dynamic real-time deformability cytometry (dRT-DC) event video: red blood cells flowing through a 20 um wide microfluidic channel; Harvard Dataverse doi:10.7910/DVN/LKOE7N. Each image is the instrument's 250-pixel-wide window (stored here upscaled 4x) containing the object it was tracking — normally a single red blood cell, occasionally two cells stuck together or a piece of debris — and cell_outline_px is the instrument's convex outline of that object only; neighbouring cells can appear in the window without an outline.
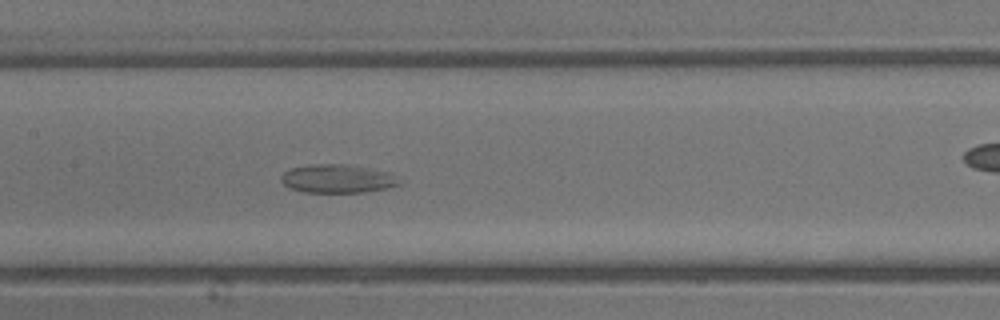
{"species": "common noctule bat (a hibernating species)", "species_latin": "Nyctalus noctula", "temperature_condition": "warm", "stored_images_in_passage": 41, "camera_frame_rate_fps": 3000, "um_per_image_px": 0.085, "animal": {"sex": "male", "body_mass_g": 13.3}, "frame": {"image": 1, "passage_image": 20, "time_ms": 6.333, "image_size_px": [1000, 320], "cell_outline_px": [[400, 184], [384, 188], [364, 192], [304, 192], [292, 188], [284, 184], [280, 180], [280, 176], [284, 172], [292, 168], [308, 164], [344, 164], [388, 172]], "centroid_in_image_um": [28.59, 15.18], "position_along_channel_um": 178.8, "area_um2": 19.13}}
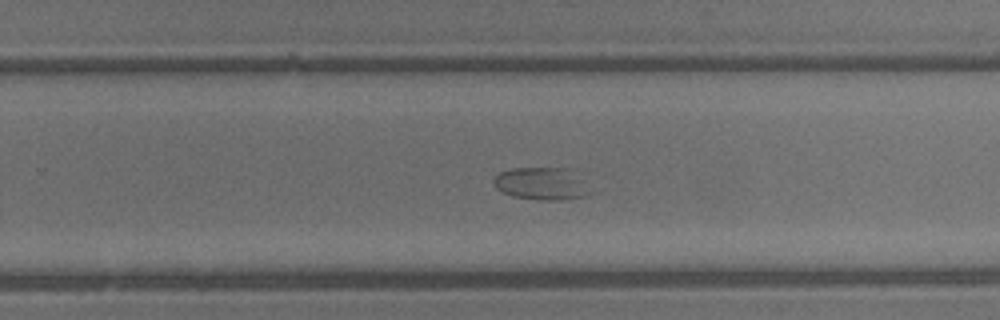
{"frame": {"image": 2, "passage_image": 26, "time_ms": 8.333, "image_size_px": [1000, 320], "cell_outline_px": [[588, 192], [584, 196], [564, 200], [536, 200], [512, 196], [496, 188], [492, 180], [500, 172], [512, 168], [572, 168]], "centroid_in_image_um": [45.96, 15.61], "position_along_channel_um": 283.8, "area_um2": 17.98}}
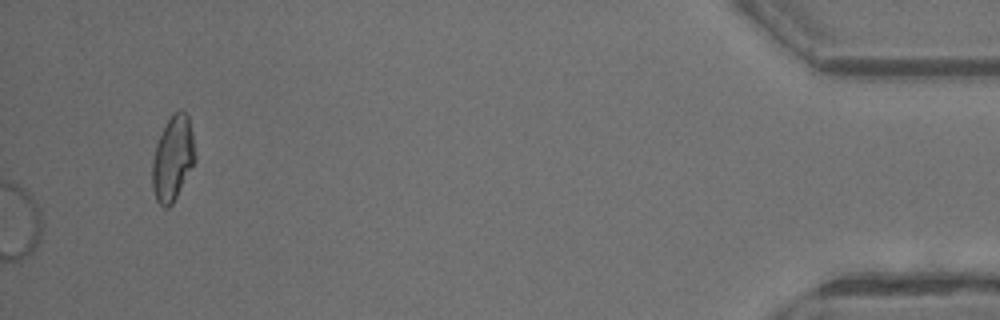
{"frame": {"image": 3, "passage_image": 41, "time_ms": 13.333, "image_size_px": [1000, 320], "cell_outline_px": [[196, 160], [172, 204], [168, 208], [164, 208], [156, 200], [152, 188], [152, 160], [156, 144], [172, 112], [180, 108], [188, 116], [192, 132], [196, 156]], "centroid_in_image_um": [14.69, 13.46], "position_along_channel_um": 420.5, "area_um2": 21.15}}